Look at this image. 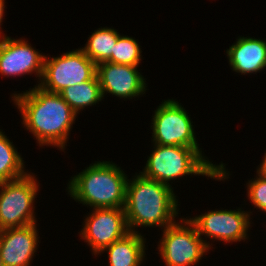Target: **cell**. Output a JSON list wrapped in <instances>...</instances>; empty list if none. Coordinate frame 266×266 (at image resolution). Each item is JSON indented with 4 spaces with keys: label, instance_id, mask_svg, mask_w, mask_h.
I'll use <instances>...</instances> for the list:
<instances>
[{
    "label": "cell",
    "instance_id": "4fadbf2b",
    "mask_svg": "<svg viewBox=\"0 0 266 266\" xmlns=\"http://www.w3.org/2000/svg\"><path fill=\"white\" fill-rule=\"evenodd\" d=\"M37 224L0 230L3 266H29L39 246Z\"/></svg>",
    "mask_w": 266,
    "mask_h": 266
},
{
    "label": "cell",
    "instance_id": "30bf717a",
    "mask_svg": "<svg viewBox=\"0 0 266 266\" xmlns=\"http://www.w3.org/2000/svg\"><path fill=\"white\" fill-rule=\"evenodd\" d=\"M252 212L241 210H213L188 219L196 226L199 236L225 243L248 239Z\"/></svg>",
    "mask_w": 266,
    "mask_h": 266
},
{
    "label": "cell",
    "instance_id": "9a60e30c",
    "mask_svg": "<svg viewBox=\"0 0 266 266\" xmlns=\"http://www.w3.org/2000/svg\"><path fill=\"white\" fill-rule=\"evenodd\" d=\"M146 241L140 233L130 232L124 238L105 247L109 266H140L145 258Z\"/></svg>",
    "mask_w": 266,
    "mask_h": 266
},
{
    "label": "cell",
    "instance_id": "3957f363",
    "mask_svg": "<svg viewBox=\"0 0 266 266\" xmlns=\"http://www.w3.org/2000/svg\"><path fill=\"white\" fill-rule=\"evenodd\" d=\"M127 174L112 161H96L71 177L68 194L91 208H121L126 202Z\"/></svg>",
    "mask_w": 266,
    "mask_h": 266
},
{
    "label": "cell",
    "instance_id": "8fae6325",
    "mask_svg": "<svg viewBox=\"0 0 266 266\" xmlns=\"http://www.w3.org/2000/svg\"><path fill=\"white\" fill-rule=\"evenodd\" d=\"M24 39L5 36L0 39V74L16 77L35 73L40 82L43 74L45 54L36 51Z\"/></svg>",
    "mask_w": 266,
    "mask_h": 266
},
{
    "label": "cell",
    "instance_id": "ba28073f",
    "mask_svg": "<svg viewBox=\"0 0 266 266\" xmlns=\"http://www.w3.org/2000/svg\"><path fill=\"white\" fill-rule=\"evenodd\" d=\"M96 64L80 49L44 59L43 74L38 84L42 89L59 93L64 88L92 80Z\"/></svg>",
    "mask_w": 266,
    "mask_h": 266
},
{
    "label": "cell",
    "instance_id": "ac0fdd59",
    "mask_svg": "<svg viewBox=\"0 0 266 266\" xmlns=\"http://www.w3.org/2000/svg\"><path fill=\"white\" fill-rule=\"evenodd\" d=\"M0 129V183L25 176L24 160L13 142Z\"/></svg>",
    "mask_w": 266,
    "mask_h": 266
},
{
    "label": "cell",
    "instance_id": "5bb4252c",
    "mask_svg": "<svg viewBox=\"0 0 266 266\" xmlns=\"http://www.w3.org/2000/svg\"><path fill=\"white\" fill-rule=\"evenodd\" d=\"M226 53L231 69L241 75L260 73L266 67L265 39L240 36Z\"/></svg>",
    "mask_w": 266,
    "mask_h": 266
},
{
    "label": "cell",
    "instance_id": "2e32d148",
    "mask_svg": "<svg viewBox=\"0 0 266 266\" xmlns=\"http://www.w3.org/2000/svg\"><path fill=\"white\" fill-rule=\"evenodd\" d=\"M59 95L77 115L81 110H85L84 108L96 105L104 99L97 76L81 84L66 87Z\"/></svg>",
    "mask_w": 266,
    "mask_h": 266
},
{
    "label": "cell",
    "instance_id": "8992f818",
    "mask_svg": "<svg viewBox=\"0 0 266 266\" xmlns=\"http://www.w3.org/2000/svg\"><path fill=\"white\" fill-rule=\"evenodd\" d=\"M39 185L32 172L19 179L0 183V230L36 223L33 204Z\"/></svg>",
    "mask_w": 266,
    "mask_h": 266
},
{
    "label": "cell",
    "instance_id": "e0dca14e",
    "mask_svg": "<svg viewBox=\"0 0 266 266\" xmlns=\"http://www.w3.org/2000/svg\"><path fill=\"white\" fill-rule=\"evenodd\" d=\"M120 36L114 28L101 27L88 37L84 47L80 48L96 65L102 62L111 63V55L118 37Z\"/></svg>",
    "mask_w": 266,
    "mask_h": 266
},
{
    "label": "cell",
    "instance_id": "7a4b0ae2",
    "mask_svg": "<svg viewBox=\"0 0 266 266\" xmlns=\"http://www.w3.org/2000/svg\"><path fill=\"white\" fill-rule=\"evenodd\" d=\"M126 186L125 215L130 232L138 227L165 229L176 222L178 200L172 187L137 173ZM136 228V230H135Z\"/></svg>",
    "mask_w": 266,
    "mask_h": 266
},
{
    "label": "cell",
    "instance_id": "7402d4cb",
    "mask_svg": "<svg viewBox=\"0 0 266 266\" xmlns=\"http://www.w3.org/2000/svg\"><path fill=\"white\" fill-rule=\"evenodd\" d=\"M259 165L257 169L266 176V153L264 154V158Z\"/></svg>",
    "mask_w": 266,
    "mask_h": 266
},
{
    "label": "cell",
    "instance_id": "ffe728a7",
    "mask_svg": "<svg viewBox=\"0 0 266 266\" xmlns=\"http://www.w3.org/2000/svg\"><path fill=\"white\" fill-rule=\"evenodd\" d=\"M256 173V177L246 184L247 197L259 211L266 212V176L258 169Z\"/></svg>",
    "mask_w": 266,
    "mask_h": 266
},
{
    "label": "cell",
    "instance_id": "6da1fadb",
    "mask_svg": "<svg viewBox=\"0 0 266 266\" xmlns=\"http://www.w3.org/2000/svg\"><path fill=\"white\" fill-rule=\"evenodd\" d=\"M12 95V101L21 113L22 124L39 146H53L64 151L78 116L59 93L35 85L29 91Z\"/></svg>",
    "mask_w": 266,
    "mask_h": 266
},
{
    "label": "cell",
    "instance_id": "7c38bea8",
    "mask_svg": "<svg viewBox=\"0 0 266 266\" xmlns=\"http://www.w3.org/2000/svg\"><path fill=\"white\" fill-rule=\"evenodd\" d=\"M137 67L110 62L96 65V76L100 83L103 98L107 93L121 99L143 96L147 90L146 78Z\"/></svg>",
    "mask_w": 266,
    "mask_h": 266
},
{
    "label": "cell",
    "instance_id": "603a6c76",
    "mask_svg": "<svg viewBox=\"0 0 266 266\" xmlns=\"http://www.w3.org/2000/svg\"><path fill=\"white\" fill-rule=\"evenodd\" d=\"M0 266H3L2 259H1V254H0Z\"/></svg>",
    "mask_w": 266,
    "mask_h": 266
},
{
    "label": "cell",
    "instance_id": "d6986e66",
    "mask_svg": "<svg viewBox=\"0 0 266 266\" xmlns=\"http://www.w3.org/2000/svg\"><path fill=\"white\" fill-rule=\"evenodd\" d=\"M140 47L134 38L120 35L111 55V63L138 66L142 58Z\"/></svg>",
    "mask_w": 266,
    "mask_h": 266
},
{
    "label": "cell",
    "instance_id": "52a82bcc",
    "mask_svg": "<svg viewBox=\"0 0 266 266\" xmlns=\"http://www.w3.org/2000/svg\"><path fill=\"white\" fill-rule=\"evenodd\" d=\"M185 108L174 99L162 101L152 115V143L163 146L200 148L193 122Z\"/></svg>",
    "mask_w": 266,
    "mask_h": 266
},
{
    "label": "cell",
    "instance_id": "277c9868",
    "mask_svg": "<svg viewBox=\"0 0 266 266\" xmlns=\"http://www.w3.org/2000/svg\"><path fill=\"white\" fill-rule=\"evenodd\" d=\"M153 151L148 156L145 167L140 173L146 178L156 180L172 187L171 180L186 175H202L214 180L224 181L229 177L225 164H213L209 158L202 155V148L183 146H163L154 144Z\"/></svg>",
    "mask_w": 266,
    "mask_h": 266
},
{
    "label": "cell",
    "instance_id": "5b68a950",
    "mask_svg": "<svg viewBox=\"0 0 266 266\" xmlns=\"http://www.w3.org/2000/svg\"><path fill=\"white\" fill-rule=\"evenodd\" d=\"M162 232V239L157 246L166 266L197 265L212 247L186 218L167 226Z\"/></svg>",
    "mask_w": 266,
    "mask_h": 266
},
{
    "label": "cell",
    "instance_id": "9c48e42d",
    "mask_svg": "<svg viewBox=\"0 0 266 266\" xmlns=\"http://www.w3.org/2000/svg\"><path fill=\"white\" fill-rule=\"evenodd\" d=\"M86 216L80 237L91 248L92 254L99 253L112 243L130 233L125 210L121 208H94Z\"/></svg>",
    "mask_w": 266,
    "mask_h": 266
},
{
    "label": "cell",
    "instance_id": "44dd1931",
    "mask_svg": "<svg viewBox=\"0 0 266 266\" xmlns=\"http://www.w3.org/2000/svg\"><path fill=\"white\" fill-rule=\"evenodd\" d=\"M5 7H6L5 6V0H0V39L7 36V35H5V33H4V35H1V34H3L1 31V25L3 24L2 22H3L4 13H5L4 12Z\"/></svg>",
    "mask_w": 266,
    "mask_h": 266
}]
</instances>
